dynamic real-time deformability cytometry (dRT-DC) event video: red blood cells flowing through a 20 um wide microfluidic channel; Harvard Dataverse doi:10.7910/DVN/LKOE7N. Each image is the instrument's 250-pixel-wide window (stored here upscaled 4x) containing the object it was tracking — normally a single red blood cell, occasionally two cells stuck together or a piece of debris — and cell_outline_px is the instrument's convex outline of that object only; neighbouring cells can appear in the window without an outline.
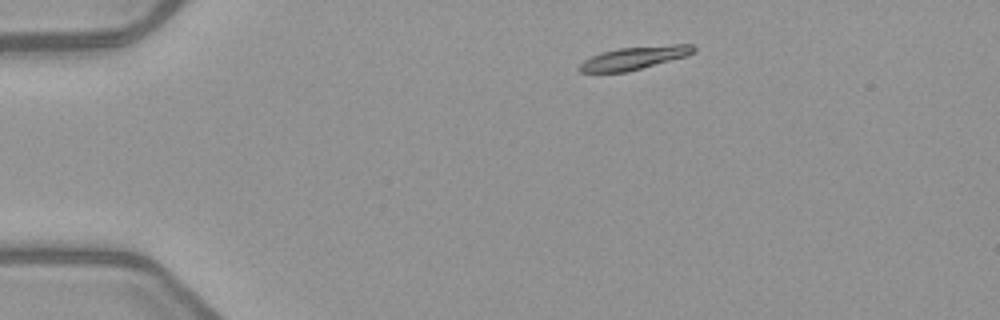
{"species": "common noctule bat (a hibernating species)", "species_latin": "Nyctalus noctula", "temperature_condition": "warm", "stored_images_in_passage": 5, "camera_frame_rate_fps": 3000, "um_per_image_px": 0.085, "animal": {"sex": "female", "body_mass_g": 21.9}, "frame": {"image": 1, "passage_image": 1, "time_ms": 0.0, "image_size_px": [1000, 320], "cell_outline_px": [[696, 52], [684, 56], [628, 72], [580, 72], [576, 68], [584, 60], [600, 52], [620, 48], [672, 44], [692, 44], [696, 48]], "centroid_in_image_um": [53.89, 4.92], "position_along_channel_um": 31.1, "area_um2": 15.2}}
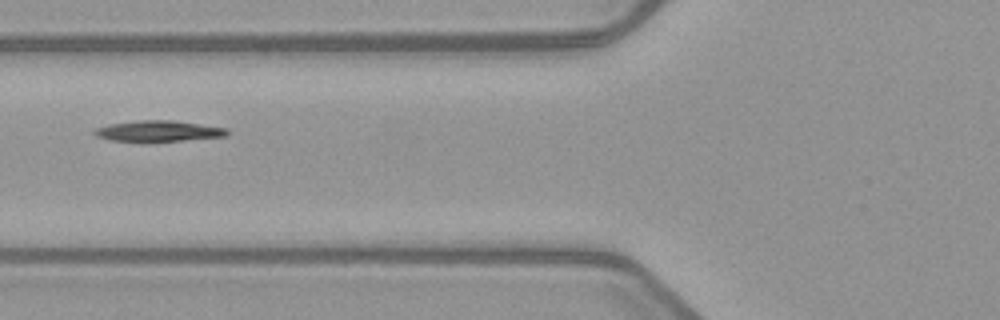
{"frame": {"image": 2, "passage_image": 4, "time_ms": 3.667, "image_size_px": [1000, 320], "cell_outline_px": [[228, 136], [140, 144], [108, 140], [96, 136], [92, 132], [96, 128], [108, 124], [140, 120], [172, 120], [228, 128]], "centroid_in_image_um": [13.4, 11.18], "position_along_channel_um": 112.4, "area_um2": 16.88}}
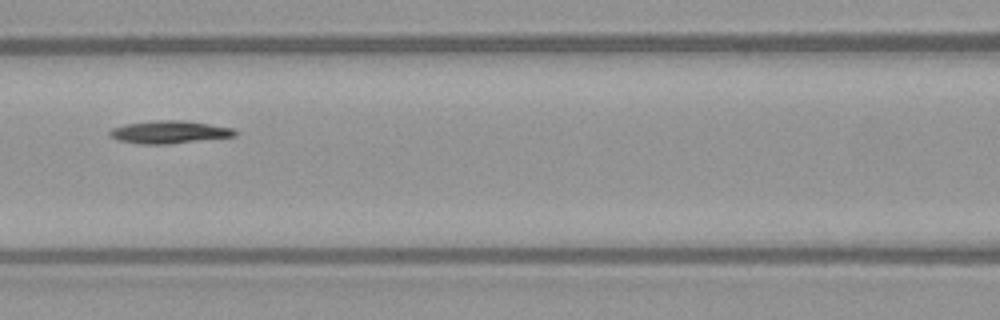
{"frame": {"image": 3, "passage_image": 5, "time_ms": 4.667, "image_size_px": [1000, 320], "cell_outline_px": [[236, 136], [168, 144], [140, 144], [116, 140], [108, 136], [108, 132], [112, 128], [128, 124], [160, 120], [184, 120], [232, 128], [236, 132]], "centroid_in_image_um": [14.35, 11.24], "position_along_channel_um": 152.3, "area_um2": 16.42}}